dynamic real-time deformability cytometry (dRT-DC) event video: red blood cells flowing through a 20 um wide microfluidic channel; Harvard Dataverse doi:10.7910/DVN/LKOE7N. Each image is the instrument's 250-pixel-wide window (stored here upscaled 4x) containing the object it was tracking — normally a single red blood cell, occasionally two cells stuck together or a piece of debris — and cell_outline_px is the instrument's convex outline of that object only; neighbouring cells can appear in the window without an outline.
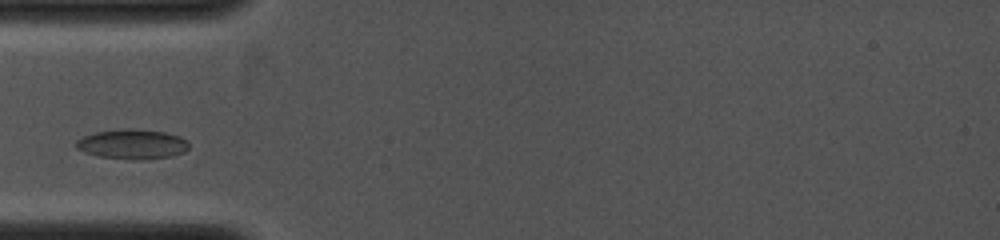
{"species": "common noctule bat (a hibernating species)", "species_latin": "Nyctalus noctula", "temperature_condition": "cold", "stored_images_in_passage": 5, "camera_frame_rate_fps": 4000, "um_per_image_px": 0.085, "animal": {"sex": "female", "body_mass_g": 19.0, "forearm_length_mm": 53.3}, "frame": {"image": 1, "passage_image": 2, "time_ms": 0.75, "image_size_px": [1000, 240], "cell_outline_px": [[188, 148], [184, 152], [172, 156], [144, 160], [140, 160], [100, 156], [84, 152], [76, 148], [76, 140], [84, 136], [96, 132], [124, 128], [132, 128], [164, 132], [180, 136], [188, 140]], "centroid_in_image_um": [11.27, 12.25], "position_along_channel_um": 73.7, "area_um2": 19.59}}
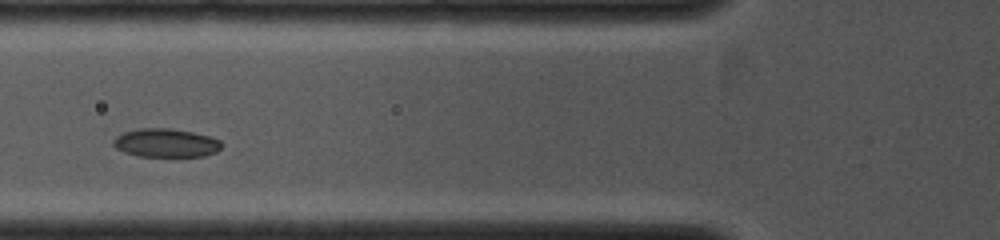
{"frame": {"image": 2, "passage_image": 4, "time_ms": 1.5, "image_size_px": [1000, 240], "cell_outline_px": [[224, 144], [216, 152], [204, 156], [136, 156], [124, 152], [116, 148], [112, 144], [112, 140], [116, 136], [124, 132], [140, 128], [172, 128], [192, 132], [208, 136], [220, 140]], "centroid_in_image_um": [14.09, 12.14], "position_along_channel_um": 111.7, "area_um2": 18.09}}